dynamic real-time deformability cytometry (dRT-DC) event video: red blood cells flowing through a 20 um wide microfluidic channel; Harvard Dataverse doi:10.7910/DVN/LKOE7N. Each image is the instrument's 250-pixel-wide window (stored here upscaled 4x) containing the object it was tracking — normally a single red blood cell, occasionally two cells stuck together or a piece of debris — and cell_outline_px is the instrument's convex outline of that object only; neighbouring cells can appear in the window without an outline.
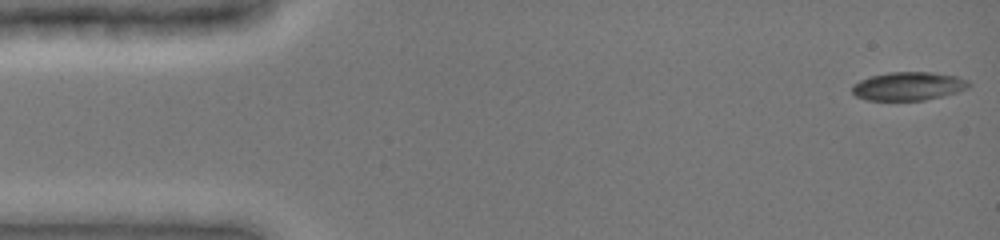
{"species": "common noctule bat (a hibernating species)", "species_latin": "Nyctalus noctula", "temperature_condition": "cold", "stored_images_in_passage": 48, "camera_frame_rate_fps": 3000, "um_per_image_px": 0.085, "animal": {"sex": "female", "body_mass_g": 19.0, "forearm_length_mm": 51.5}, "frame": {"image": 1, "passage_image": 1, "time_ms": 0.0, "image_size_px": [1000, 240], "cell_outline_px": [[972, 84], [968, 88], [956, 92], [924, 100], [868, 100], [856, 96], [852, 92], [852, 84], [868, 76], [888, 72], [932, 72], [956, 76], [968, 80]], "centroid_in_image_um": [77.19, 7.31], "position_along_channel_um": 7.8, "area_um2": 19.36}}
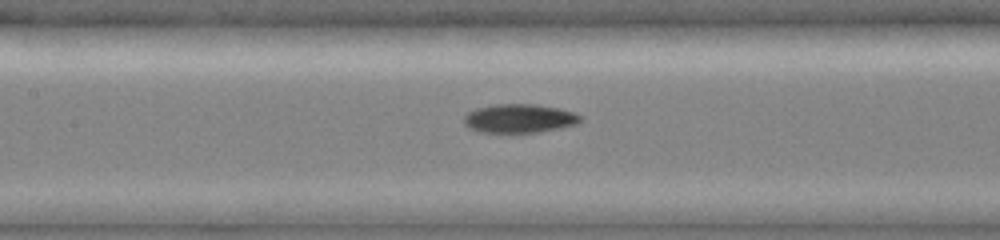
{"frame": {"image": 2, "passage_image": 22, "time_ms": 7.0, "image_size_px": [1000, 240], "cell_outline_px": [[584, 120], [576, 124], [560, 128], [536, 132], [480, 132], [468, 128], [464, 124], [464, 116], [468, 112], [476, 108], [496, 104], [536, 104], [560, 108], [572, 112], [580, 116]], "centroid_in_image_um": [44.14, 10.06], "position_along_channel_um": 163.3, "area_um2": 19.54}}
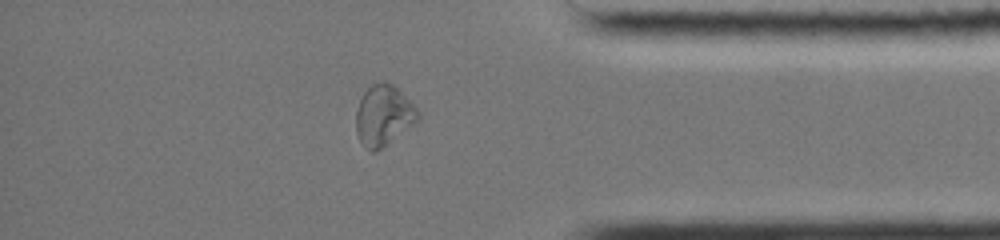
{"frame": {"image": 3, "passage_image": 41, "time_ms": 13.333, "image_size_px": [1000, 240], "cell_outline_px": [[420, 120], [376, 152], [372, 152], [364, 148], [356, 132], [356, 112], [360, 100], [364, 92], [372, 84], [384, 80], [392, 84], [420, 112]], "centroid_in_image_um": [32.6, 9.83], "position_along_channel_um": 402.6, "area_um2": 21.79}, "authors_computed_cell_mechanics": {"area_um2": 19.652, "velocity_mm_per_s": 3.922, "shape_relaxation_time_tau1_ms": null, "shape_relaxation_time_tau2_ms": 11.2684, "deformation_change_tau1": null, "deformation_change_tau2": 0.1456}}